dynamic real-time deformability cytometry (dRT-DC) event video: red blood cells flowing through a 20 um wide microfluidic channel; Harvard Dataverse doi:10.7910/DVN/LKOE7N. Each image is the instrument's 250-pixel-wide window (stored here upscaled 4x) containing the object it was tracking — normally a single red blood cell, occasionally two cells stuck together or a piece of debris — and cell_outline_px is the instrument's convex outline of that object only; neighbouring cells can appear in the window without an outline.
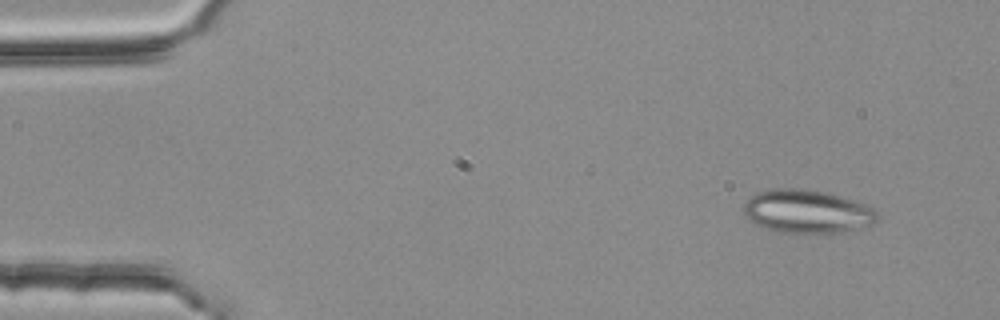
{"species": "common noctule bat (a hibernating species)", "species_latin": "Nyctalus noctula", "temperature_condition": "room temperature", "stored_images_in_passage": 4, "camera_frame_rate_fps": 3000, "um_per_image_px": 0.085, "animal": {"sex": "female", "body_mass_g": 25.1}, "frame": {"image": 1, "passage_image": 1, "time_ms": 0.0, "image_size_px": [1000, 320], "cell_outline_px": [[876, 220], [872, 224], [840, 232], [780, 232], [764, 228], [752, 220], [744, 212], [744, 204], [756, 192], [772, 188], [800, 188], [828, 192], [864, 204], [872, 208], [876, 212]], "centroid_in_image_um": [68.58, 17.95], "position_along_channel_um": 16.4, "area_um2": 33.12}}